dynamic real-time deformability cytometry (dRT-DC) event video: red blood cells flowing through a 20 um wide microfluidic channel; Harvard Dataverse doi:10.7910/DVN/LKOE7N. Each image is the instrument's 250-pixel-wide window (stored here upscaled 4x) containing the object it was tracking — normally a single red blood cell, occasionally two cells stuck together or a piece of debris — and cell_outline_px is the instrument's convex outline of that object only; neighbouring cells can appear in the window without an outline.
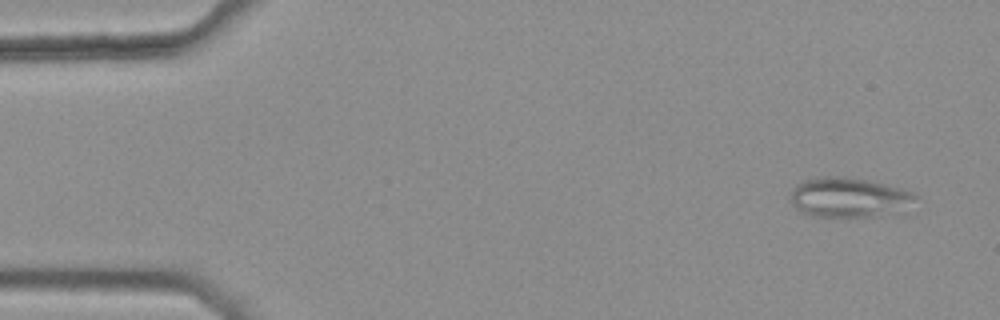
{"species": "common noctule bat (a hibernating species)", "species_latin": "Nyctalus noctula", "temperature_condition": "warm", "stored_images_in_passage": 4, "camera_frame_rate_fps": 3000, "um_per_image_px": 0.085, "animal": {"sex": "female", "body_mass_g": 25.1}, "frame": {"image": 1, "passage_image": 4, "time_ms": 1.0, "image_size_px": [1000, 320], "cell_outline_px": [[920, 196], [876, 216], [812, 216], [796, 208], [792, 204], [792, 192], [796, 184], [804, 180], [816, 176], [844, 176], [868, 180], [900, 188], [912, 192]], "centroid_in_image_um": [72.01, 16.73], "position_along_channel_um": 13.0, "area_um2": 27.74}}